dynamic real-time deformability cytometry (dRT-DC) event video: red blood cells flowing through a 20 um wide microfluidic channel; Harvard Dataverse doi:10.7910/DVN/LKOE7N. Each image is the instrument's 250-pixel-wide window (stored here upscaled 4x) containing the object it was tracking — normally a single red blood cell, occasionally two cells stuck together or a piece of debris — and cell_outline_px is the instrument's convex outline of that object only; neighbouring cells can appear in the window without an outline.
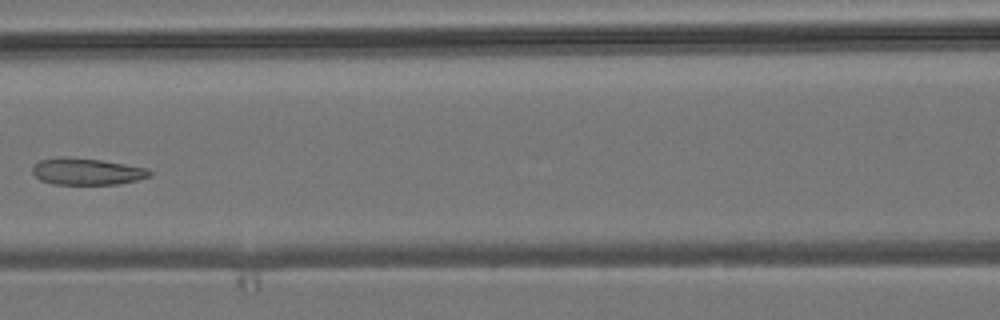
{"species": "common noctule bat (a hibernating species)", "species_latin": "Nyctalus noctula", "temperature_condition": "room temperature", "stored_images_in_passage": 8, "camera_frame_rate_fps": 3000, "um_per_image_px": 0.085, "animal": {"sex": "male", "body_mass_g": 19.2, "forearm_length_mm": 51.8}, "frame": {"image": 1, "passage_image": 7, "time_ms": 7.0, "image_size_px": [1000, 320], "cell_outline_px": [[152, 172], [148, 176], [136, 180], [120, 184], [52, 184], [40, 180], [32, 172], [32, 164], [40, 160], [64, 156], [100, 160], [148, 168]], "centroid_in_image_um": [7.33, 14.57], "position_along_channel_um": 159.3, "area_um2": 18.21}}
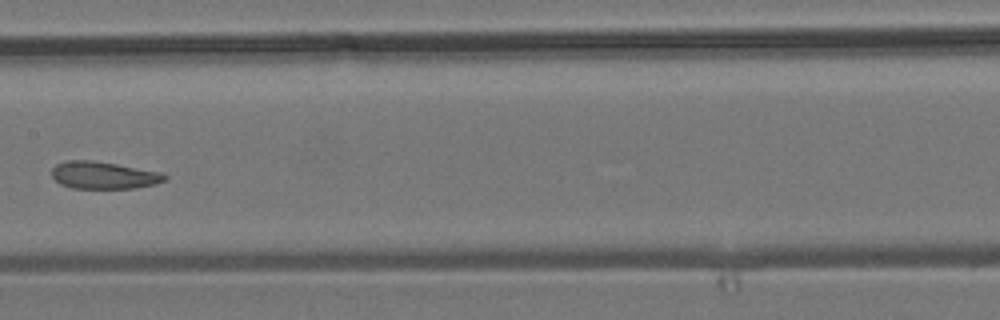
{"frame": {"image": 2, "passage_image": 8, "time_ms": 8.0, "image_size_px": [1000, 320], "cell_outline_px": [[168, 180], [156, 184], [136, 188], [72, 188], [60, 184], [52, 176], [52, 168], [56, 164], [64, 160], [92, 160], [116, 164], [160, 172], [168, 176]], "centroid_in_image_um": [8.81, 14.89], "position_along_channel_um": 198.6, "area_um2": 18.03}}